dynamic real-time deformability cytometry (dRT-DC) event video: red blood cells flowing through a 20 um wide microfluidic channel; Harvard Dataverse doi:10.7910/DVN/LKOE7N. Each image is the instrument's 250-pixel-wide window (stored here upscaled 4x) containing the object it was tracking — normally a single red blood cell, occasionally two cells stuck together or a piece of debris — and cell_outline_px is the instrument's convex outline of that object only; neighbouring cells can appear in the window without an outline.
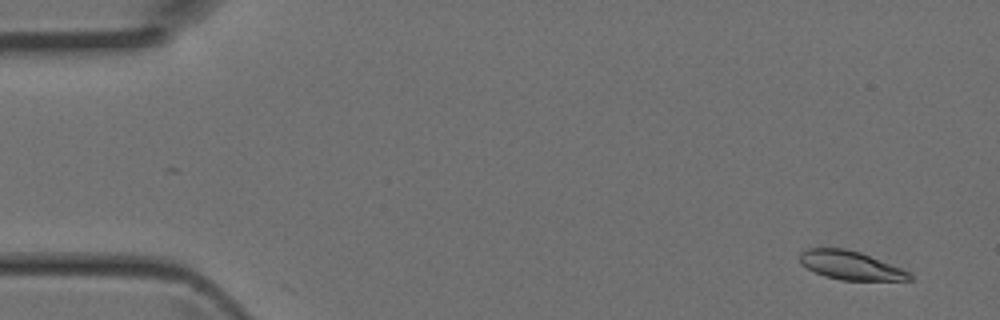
{"species": "Egyptian fruit bat (a non-hibernating species)", "species_latin": "Rousettus aegyptiacus", "temperature_condition": "room temperature", "stored_images_in_passage": 44, "camera_frame_rate_fps": 3000, "um_per_image_px": 0.085, "animal": {"sex": "female"}, "frame": {"image": 1, "passage_image": 2, "time_ms": 0.333, "image_size_px": [1000, 320], "cell_outline_px": [[916, 280], [840, 280], [824, 276], [800, 264], [800, 252], [808, 248], [844, 248], [860, 252], [900, 268], [908, 272]], "centroid_in_image_um": [72.27, 22.56], "position_along_channel_um": 12.7, "area_um2": 18.15}}
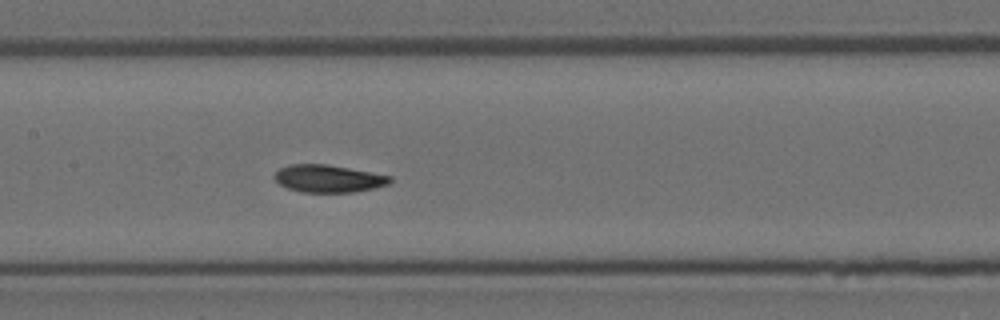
{"frame": {"image": 2, "passage_image": 21, "time_ms": 6.667, "image_size_px": [1000, 320], "cell_outline_px": [[392, 180], [388, 184], [376, 188], [352, 192], [300, 192], [288, 188], [280, 184], [276, 180], [276, 172], [280, 168], [292, 164], [328, 164], [392, 176]], "centroid_in_image_um": [27.95, 15.18], "position_along_channel_um": 179.5, "area_um2": 18.38}}
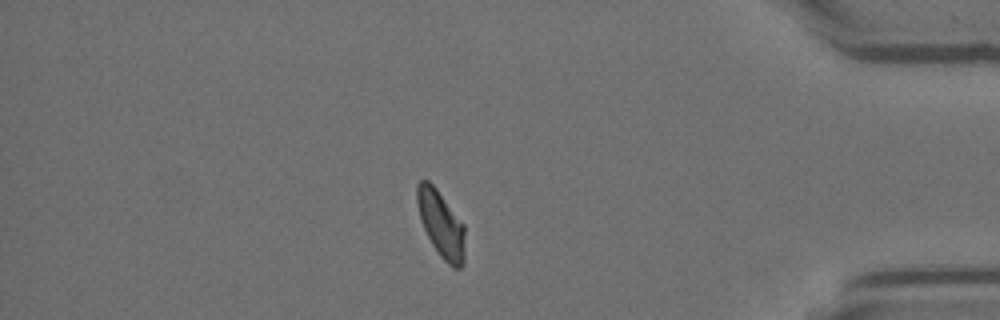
{"frame": {"image": 3, "passage_image": 38, "time_ms": 12.333, "image_size_px": [1000, 320], "cell_outline_px": [[464, 264], [460, 268], [452, 268], [440, 256], [432, 244], [420, 220], [416, 204], [416, 184], [420, 180], [428, 180], [436, 188], [464, 224]], "centroid_in_image_um": [37.47, 19.04], "position_along_channel_um": 397.7, "area_um2": 18.61}}